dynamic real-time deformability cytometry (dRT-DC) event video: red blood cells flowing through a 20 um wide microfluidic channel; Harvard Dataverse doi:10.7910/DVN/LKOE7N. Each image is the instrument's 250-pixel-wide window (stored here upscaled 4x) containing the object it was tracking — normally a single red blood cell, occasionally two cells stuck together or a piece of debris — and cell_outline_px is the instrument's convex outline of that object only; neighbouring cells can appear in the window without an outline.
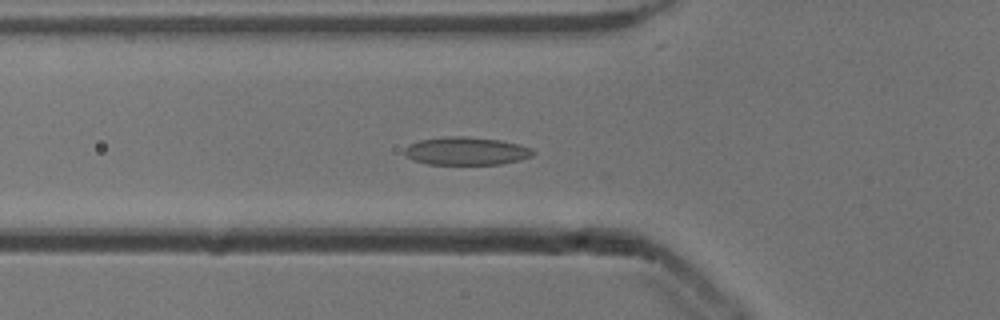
{"species": "common noctule bat (a hibernating species)", "species_latin": "Nyctalus noctula", "temperature_condition": "cold", "stored_images_in_passage": 21, "camera_frame_rate_fps": 3000, "um_per_image_px": 0.085, "animal": {"sex": "male", "body_mass_g": 13.3}, "frame": {"image": 1, "passage_image": 10, "time_ms": 3.0, "image_size_px": [1000, 320], "cell_outline_px": [[536, 152], [532, 156], [520, 160], [500, 164], [428, 164], [412, 160], [404, 152], [404, 148], [408, 144], [420, 140], [444, 136], [464, 136], [500, 140], [520, 144], [532, 148]], "centroid_in_image_um": [39.64, 12.83], "position_along_channel_um": 86.2, "area_um2": 21.1}}
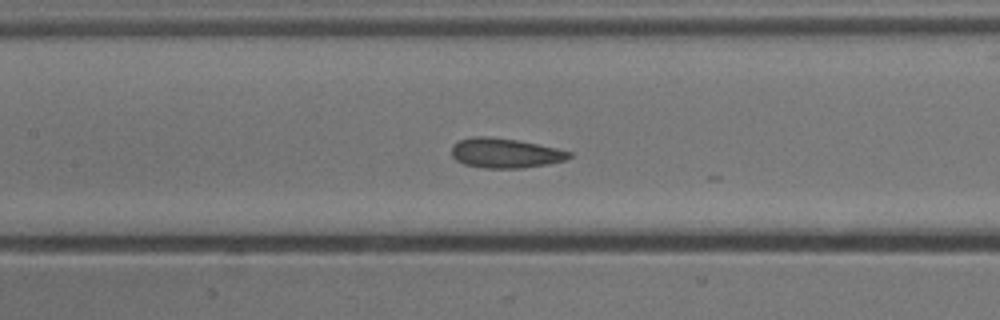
{"frame": {"image": 2, "passage_image": 16, "time_ms": 5.0, "image_size_px": [1000, 320], "cell_outline_px": [[572, 156], [564, 160], [548, 164], [520, 168], [484, 168], [464, 164], [456, 160], [452, 156], [452, 144], [460, 140], [472, 136], [484, 136], [516, 140], [556, 148], [572, 152]], "centroid_in_image_um": [42.91, 13.01], "position_along_channel_um": 164.5, "area_um2": 20.23}}
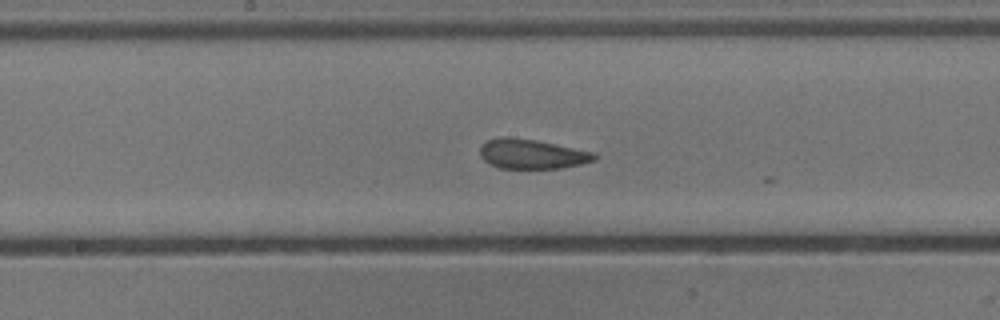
{"frame": {"image": 3, "passage_image": 19, "time_ms": 6.0, "image_size_px": [1000, 320], "cell_outline_px": [[600, 156], [596, 160], [580, 164], [560, 168], [500, 168], [488, 164], [480, 156], [480, 144], [488, 140], [500, 136], [508, 136], [536, 140], [596, 152]], "centroid_in_image_um": [45.22, 13.08], "position_along_channel_um": 203.0, "area_um2": 20.06}}